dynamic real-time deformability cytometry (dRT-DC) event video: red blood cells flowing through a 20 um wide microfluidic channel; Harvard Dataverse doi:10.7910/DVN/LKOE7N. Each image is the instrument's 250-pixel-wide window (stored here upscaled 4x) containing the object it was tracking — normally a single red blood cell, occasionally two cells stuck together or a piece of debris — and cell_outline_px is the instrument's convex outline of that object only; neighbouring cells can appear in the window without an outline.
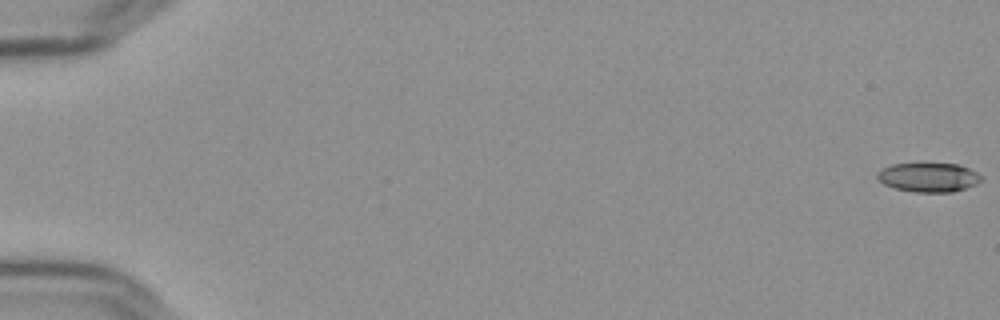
{"species": "Egyptian fruit bat (a non-hibernating species)", "species_latin": "Rousettus aegyptiacus", "temperature_condition": "cold", "stored_images_in_passage": 57, "camera_frame_rate_fps": 3000, "um_per_image_px": 0.085, "frame": {"image": 1, "passage_image": 1, "time_ms": 0.0, "image_size_px": [1000, 320], "cell_outline_px": [[980, 180], [976, 184], [952, 192], [916, 192], [892, 188], [884, 184], [876, 176], [880, 168], [892, 164], [960, 164], [976, 172], [980, 176]], "centroid_in_image_um": [78.88, 15.07], "position_along_channel_um": 6.1, "area_um2": 17.51}}
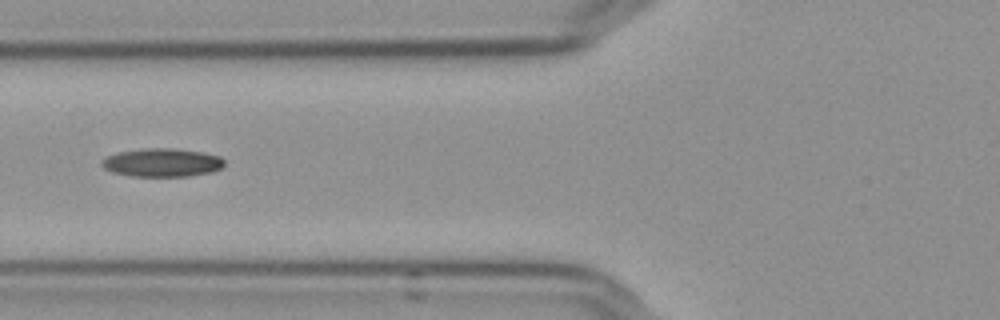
{"frame": {"image": 2, "passage_image": 24, "time_ms": 7.667, "image_size_px": [1000, 320], "cell_outline_px": [[224, 164], [220, 168], [212, 172], [188, 176], [132, 176], [112, 172], [104, 168], [100, 164], [100, 160], [116, 152], [144, 148], [172, 148], [204, 152], [220, 156], [224, 160]], "centroid_in_image_um": [13.76, 13.81], "position_along_channel_um": 112.0, "area_um2": 20.4}}
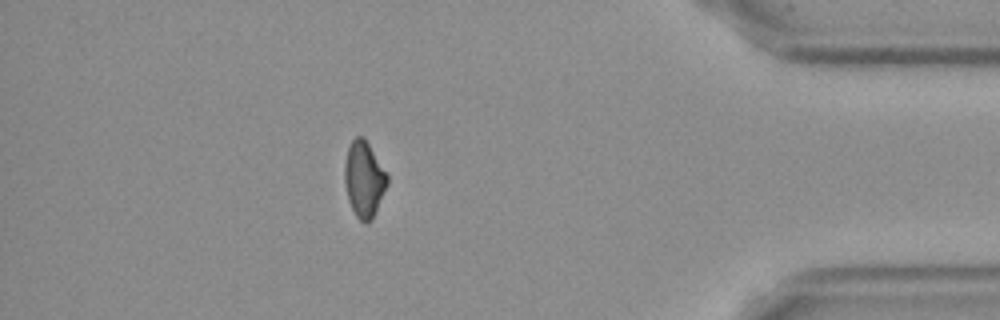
{"frame": {"image": 3, "passage_image": 51, "time_ms": 16.667, "image_size_px": [1000, 320], "cell_outline_px": [[388, 184], [372, 220], [360, 220], [356, 216], [348, 200], [344, 184], [344, 164], [348, 148], [352, 140], [356, 136], [364, 136], [388, 172]], "centroid_in_image_um": [30.95, 15.18], "position_along_channel_um": 404.2, "area_um2": 19.07}}